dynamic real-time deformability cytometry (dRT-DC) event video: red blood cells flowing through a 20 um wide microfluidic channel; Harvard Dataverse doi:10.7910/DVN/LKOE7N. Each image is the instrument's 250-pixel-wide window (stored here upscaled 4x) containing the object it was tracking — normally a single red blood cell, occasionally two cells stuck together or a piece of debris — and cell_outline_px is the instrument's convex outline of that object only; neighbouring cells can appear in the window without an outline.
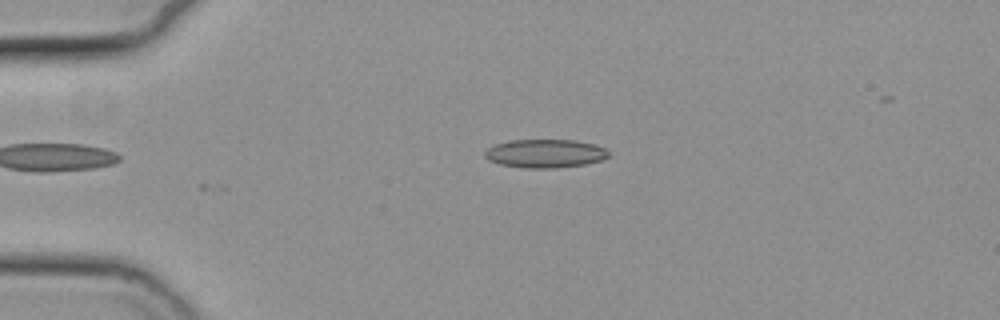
{"species": "common noctule bat (a hibernating species)", "species_latin": "Nyctalus noctula", "temperature_condition": "cold", "stored_images_in_passage": 4, "camera_frame_rate_fps": 3000, "um_per_image_px": 0.085, "animal": {"sex": "female", "body_mass_g": 19.3, "forearm_length_mm": 54.1}, "frame": {"image": 1, "passage_image": 1, "time_ms": 0.0, "image_size_px": [1000, 320], "cell_outline_px": [[612, 156], [600, 160], [584, 164], [556, 168], [524, 168], [500, 164], [488, 160], [484, 156], [484, 152], [488, 148], [496, 144], [508, 140], [576, 140], [596, 144], [604, 148]], "centroid_in_image_um": [46.34, 13.04], "position_along_channel_um": 38.7, "area_um2": 20.63}}
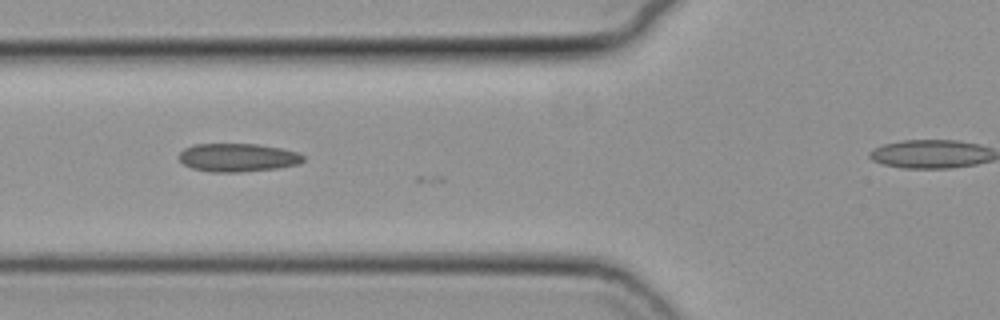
{"frame": {"image": 2, "passage_image": 3, "time_ms": 0.667, "image_size_px": [1000, 320], "cell_outline_px": [[304, 160], [300, 164], [276, 168], [240, 172], [212, 172], [192, 168], [184, 164], [180, 160], [180, 152], [184, 148], [192, 144], [256, 144], [280, 148], [296, 152], [304, 156]], "centroid_in_image_um": [20.2, 13.39], "position_along_channel_um": 105.6, "area_um2": 20.4}}